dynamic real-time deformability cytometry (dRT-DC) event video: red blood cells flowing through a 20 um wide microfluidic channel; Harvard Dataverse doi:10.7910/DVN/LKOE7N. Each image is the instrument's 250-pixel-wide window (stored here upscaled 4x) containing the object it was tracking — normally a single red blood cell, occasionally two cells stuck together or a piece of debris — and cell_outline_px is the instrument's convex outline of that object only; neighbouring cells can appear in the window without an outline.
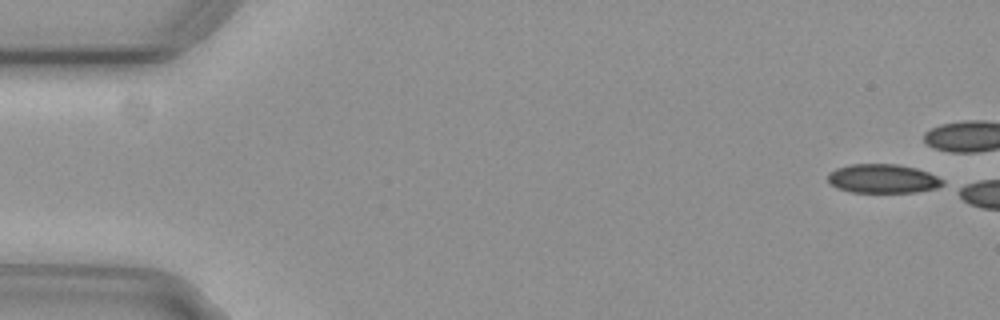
{"species": "common noctule bat (a hibernating species)", "species_latin": "Nyctalus noctula", "temperature_condition": "cold", "stored_images_in_passage": 8, "camera_frame_rate_fps": 3000, "um_per_image_px": 0.085, "animal": {"sex": "female", "body_mass_g": 29.2, "forearm_length_mm": 56.3}, "frame": {"image": 1, "passage_image": 1, "time_ms": 0.0, "image_size_px": [1000, 320], "cell_outline_px": [[944, 184], [936, 188], [916, 192], [852, 192], [836, 188], [828, 180], [828, 172], [836, 168], [852, 164], [896, 164], [916, 168], [928, 172], [944, 180]], "centroid_in_image_um": [75.03, 15.18], "position_along_channel_um": 10.0, "area_um2": 19.36}}